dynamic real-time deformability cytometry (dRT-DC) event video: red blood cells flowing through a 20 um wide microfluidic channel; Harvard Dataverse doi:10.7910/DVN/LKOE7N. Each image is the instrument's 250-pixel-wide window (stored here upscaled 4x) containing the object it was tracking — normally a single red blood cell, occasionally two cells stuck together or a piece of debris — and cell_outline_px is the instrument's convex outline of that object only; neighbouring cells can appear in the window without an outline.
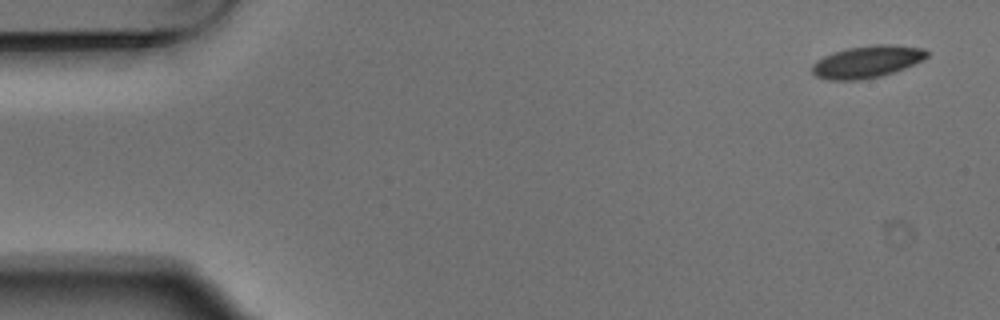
{"species": "Egyptian fruit bat (a non-hibernating species)", "species_latin": "Rousettus aegyptiacus", "temperature_condition": "warm", "stored_images_in_passage": 6, "camera_frame_rate_fps": 3000, "um_per_image_px": 0.085, "animal": {"sex": "male"}, "frame": {"image": 1, "passage_image": 1, "time_ms": 0.0, "image_size_px": [1000, 320], "cell_outline_px": [[928, 56], [904, 68], [880, 76], [856, 80], [828, 80], [816, 76], [812, 72], [812, 64], [816, 60], [832, 52], [848, 48], [876, 44], [892, 44], [924, 48], [928, 52]], "centroid_in_image_um": [73.66, 5.23], "position_along_channel_um": 11.3, "area_um2": 21.33}}
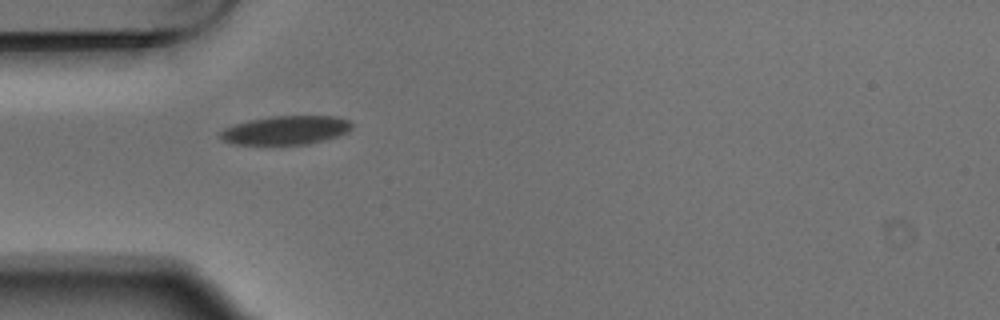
{"frame": {"image": 2, "passage_image": 5, "time_ms": 1.333, "image_size_px": [1000, 320], "cell_outline_px": [[352, 128], [348, 132], [336, 136], [308, 144], [232, 144], [220, 140], [220, 132], [224, 128], [248, 120], [272, 116], [336, 116], [348, 120], [352, 124]], "centroid_in_image_um": [24.27, 11.06], "position_along_channel_um": 60.7, "area_um2": 21.96}}
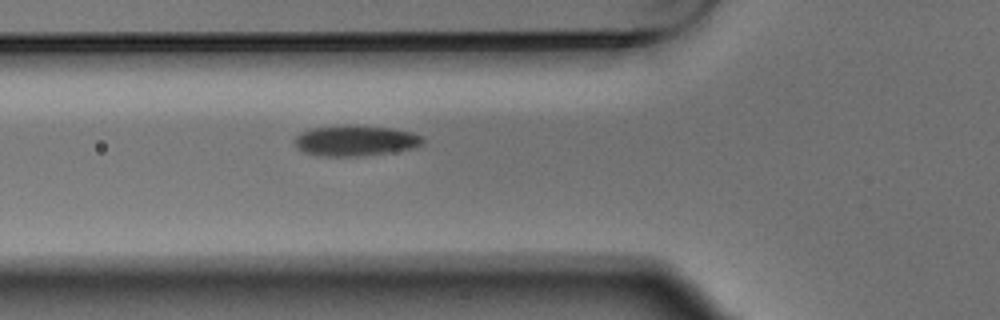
{"frame": {"image": 3, "passage_image": 6, "time_ms": 1.667, "image_size_px": [1000, 320], "cell_outline_px": [[424, 144], [416, 148], [392, 152], [360, 156], [316, 156], [300, 152], [296, 148], [292, 140], [300, 132], [312, 128], [344, 124], [356, 124], [392, 128], [412, 132], [424, 136]], "centroid_in_image_um": [30.19, 11.95], "position_along_channel_um": 95.6, "area_um2": 23.76}}